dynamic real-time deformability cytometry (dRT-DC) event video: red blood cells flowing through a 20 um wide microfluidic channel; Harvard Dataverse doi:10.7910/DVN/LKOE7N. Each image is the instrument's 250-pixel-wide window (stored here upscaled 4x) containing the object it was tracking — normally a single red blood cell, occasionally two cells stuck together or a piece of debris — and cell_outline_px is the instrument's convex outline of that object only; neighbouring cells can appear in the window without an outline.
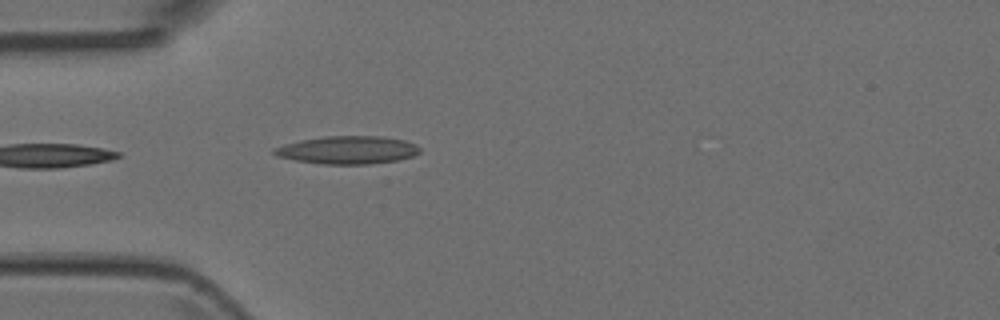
{"species": "Egyptian fruit bat (a non-hibernating species)", "species_latin": "Rousettus aegyptiacus", "temperature_condition": "room temperature", "stored_images_in_passage": 3, "camera_frame_rate_fps": 3000, "um_per_image_px": 0.085, "animal": {"sex": "female"}, "frame": {"image": 1, "passage_image": 3, "time_ms": 0.667, "image_size_px": [1000, 320], "cell_outline_px": [[420, 152], [412, 156], [400, 160], [368, 164], [320, 164], [296, 160], [276, 156], [272, 152], [272, 148], [284, 144], [300, 140], [324, 136], [380, 136], [404, 140], [416, 144], [420, 148]], "centroid_in_image_um": [29.53, 12.75], "position_along_channel_um": 55.5, "area_um2": 23.81}}